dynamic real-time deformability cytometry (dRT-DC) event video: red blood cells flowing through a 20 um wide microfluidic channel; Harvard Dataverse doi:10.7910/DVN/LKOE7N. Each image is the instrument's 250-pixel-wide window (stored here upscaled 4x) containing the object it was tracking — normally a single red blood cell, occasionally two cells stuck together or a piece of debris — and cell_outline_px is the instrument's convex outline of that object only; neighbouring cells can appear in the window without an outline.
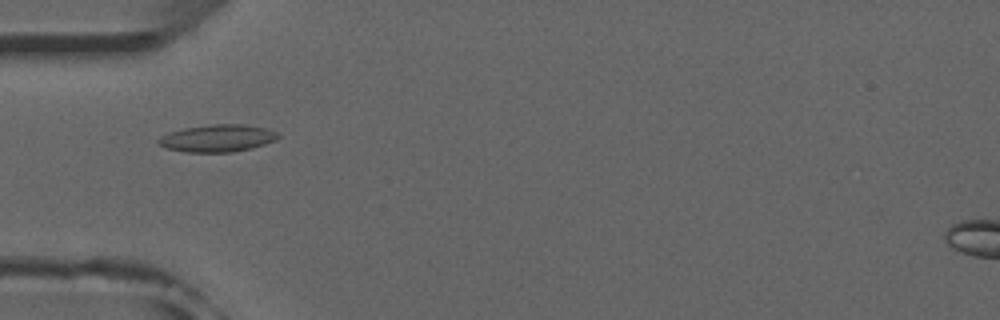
{"species": "common noctule bat (a hibernating species)", "species_latin": "Nyctalus noctula", "temperature_condition": "room temperature", "stored_images_in_passage": 48, "camera_frame_rate_fps": 3000, "um_per_image_px": 0.085, "animal": {"sex": "male", "forearm_length_mm": 52.5}, "frame": {"image": 1, "passage_image": 12, "time_ms": 3.667, "image_size_px": [1000, 320], "cell_outline_px": [[280, 136], [276, 140], [252, 148], [232, 152], [184, 152], [164, 148], [156, 140], [160, 136], [168, 132], [184, 128], [212, 124], [244, 124], [268, 128], [276, 132]], "centroid_in_image_um": [18.47, 11.75], "position_along_channel_um": 66.5, "area_um2": 19.19}}
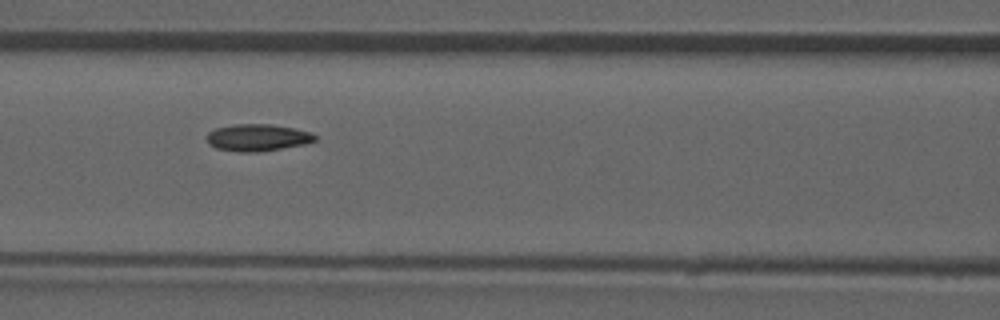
{"frame": {"image": 2, "passage_image": 18, "time_ms": 5.667, "image_size_px": [1000, 320], "cell_outline_px": [[316, 140], [304, 144], [256, 152], [240, 152], [216, 148], [208, 144], [208, 132], [216, 128], [232, 124], [272, 124], [312, 132], [316, 136]], "centroid_in_image_um": [21.88, 11.68], "position_along_channel_um": 144.7, "area_um2": 16.88}}
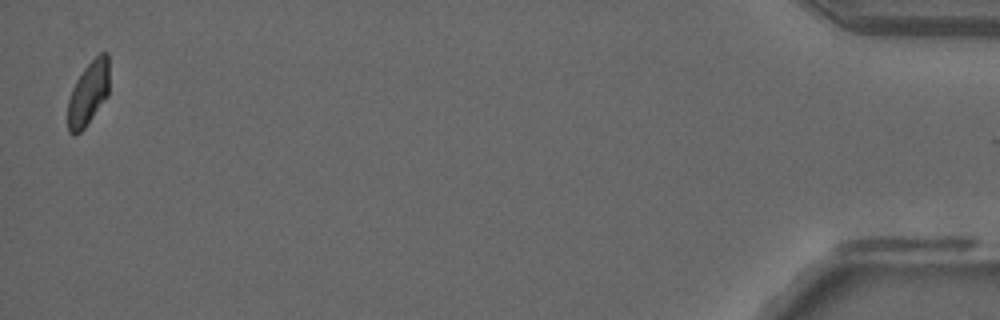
{"frame": {"image": 3, "passage_image": 47, "time_ms": 15.333, "image_size_px": [1000, 320], "cell_outline_px": [[108, 96], [84, 128], [80, 132], [72, 136], [68, 132], [68, 100], [72, 88], [76, 80], [84, 68], [100, 52], [108, 52]], "centroid_in_image_um": [7.5, 7.94], "position_along_channel_um": 427.7, "area_um2": 15.43}, "authors_computed_cell_mechanics": {"area_um2": 16.7042, "velocity_mm_per_s": 3.9149, "shape_relaxation_time_tau1_ms": null, "shape_relaxation_time_tau2_ms": 4.6475, "deformation_change_tau1": null, "deformation_change_tau2": 0.0733}}